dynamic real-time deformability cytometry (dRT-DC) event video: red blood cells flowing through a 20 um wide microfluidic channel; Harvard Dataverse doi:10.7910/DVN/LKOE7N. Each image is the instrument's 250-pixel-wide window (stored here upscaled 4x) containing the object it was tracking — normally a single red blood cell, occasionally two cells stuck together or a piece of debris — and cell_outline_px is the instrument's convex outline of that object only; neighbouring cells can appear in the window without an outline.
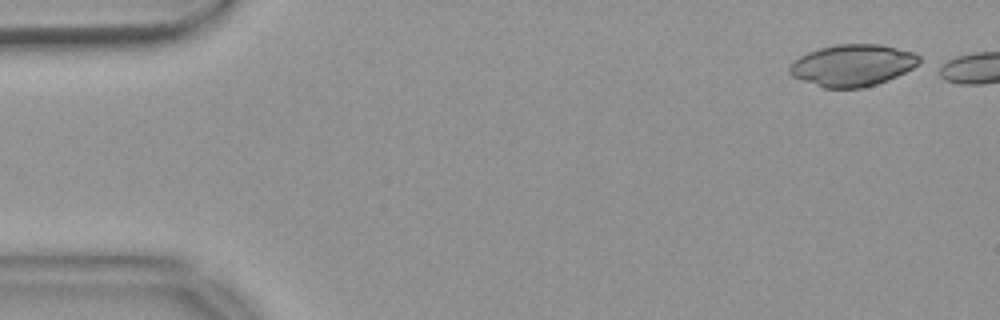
{"species": "common noctule bat (a hibernating species)", "species_latin": "Nyctalus noctula", "temperature_condition": "warm", "stored_images_in_passage": 5, "camera_frame_rate_fps": 3000, "um_per_image_px": 0.085, "animal": {"sex": "female", "body_mass_g": 18.4}, "frame": {"image": 1, "passage_image": 1, "time_ms": 0.0, "image_size_px": [1000, 320], "cell_outline_px": [[920, 64], [888, 80], [876, 84], [860, 88], [824, 88], [792, 76], [788, 72], [788, 68], [800, 56], [808, 52], [820, 48], [836, 44], [880, 44], [916, 52], [920, 56]], "centroid_in_image_um": [72.49, 5.54], "position_along_channel_um": 12.5, "area_um2": 31.5}}